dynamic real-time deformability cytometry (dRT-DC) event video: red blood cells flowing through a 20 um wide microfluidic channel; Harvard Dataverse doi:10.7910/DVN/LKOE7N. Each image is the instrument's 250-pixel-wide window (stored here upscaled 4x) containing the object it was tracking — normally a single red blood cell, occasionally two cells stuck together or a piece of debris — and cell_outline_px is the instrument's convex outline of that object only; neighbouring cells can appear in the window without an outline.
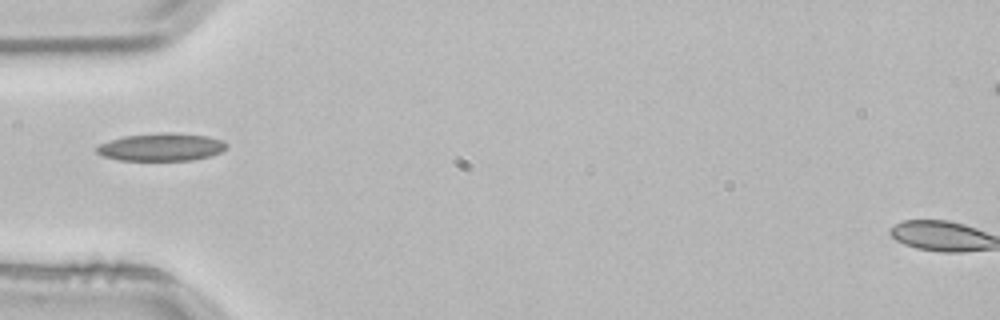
{"species": "common noctule bat (a hibernating species)", "species_latin": "Nyctalus noctula", "temperature_condition": "room temperature", "stored_images_in_passage": 4, "camera_frame_rate_fps": 3000, "um_per_image_px": 0.085, "animal": {"sex": "male", "body_mass_g": 21.5, "forearm_length_mm": 52.0}, "frame": {"image": 1, "passage_image": 4, "time_ms": 1.0, "image_size_px": [1000, 320], "cell_outline_px": [[228, 144], [220, 152], [208, 156], [192, 160], [120, 160], [104, 156], [96, 152], [96, 148], [100, 144], [108, 140], [124, 136], [156, 132], [176, 132], [208, 136], [224, 140]], "centroid_in_image_um": [13.71, 12.48], "position_along_channel_um": 71.3, "area_um2": 21.1}}